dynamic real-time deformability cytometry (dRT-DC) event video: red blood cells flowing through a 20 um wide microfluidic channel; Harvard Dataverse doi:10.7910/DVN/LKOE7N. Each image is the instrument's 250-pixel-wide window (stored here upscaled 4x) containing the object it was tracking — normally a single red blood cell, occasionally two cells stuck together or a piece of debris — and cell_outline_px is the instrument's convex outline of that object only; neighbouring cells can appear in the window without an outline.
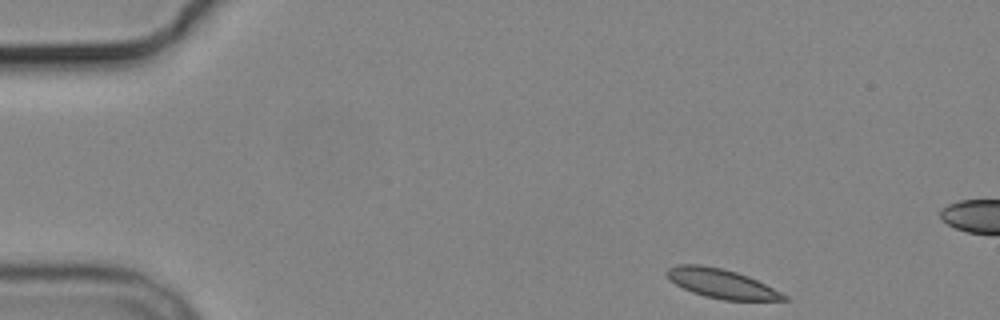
{"species": "common noctule bat (a hibernating species)", "species_latin": "Nyctalus noctula", "temperature_condition": "cold", "stored_images_in_passage": 4, "camera_frame_rate_fps": 3000, "um_per_image_px": 0.085, "animal": {"sex": "male", "body_mass_g": 19.2, "forearm_length_mm": 51.8}, "frame": {"image": 1, "passage_image": 1, "time_ms": 0.0, "image_size_px": [1000, 320], "cell_outline_px": [[788, 300], [724, 300], [704, 296], [692, 292], [676, 284], [664, 272], [668, 268], [680, 264], [700, 264], [720, 268], [736, 272], [748, 276], [788, 296]], "centroid_in_image_um": [61.31, 24.1], "position_along_channel_um": 23.7, "area_um2": 19.59}}